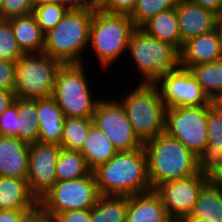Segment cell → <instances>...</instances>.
<instances>
[{
	"instance_id": "obj_1",
	"label": "cell",
	"mask_w": 222,
	"mask_h": 222,
	"mask_svg": "<svg viewBox=\"0 0 222 222\" xmlns=\"http://www.w3.org/2000/svg\"><path fill=\"white\" fill-rule=\"evenodd\" d=\"M93 173L100 195L130 197L152 190L143 147L118 152Z\"/></svg>"
},
{
	"instance_id": "obj_2",
	"label": "cell",
	"mask_w": 222,
	"mask_h": 222,
	"mask_svg": "<svg viewBox=\"0 0 222 222\" xmlns=\"http://www.w3.org/2000/svg\"><path fill=\"white\" fill-rule=\"evenodd\" d=\"M151 188L196 174L197 156L165 132L143 143Z\"/></svg>"
},
{
	"instance_id": "obj_3",
	"label": "cell",
	"mask_w": 222,
	"mask_h": 222,
	"mask_svg": "<svg viewBox=\"0 0 222 222\" xmlns=\"http://www.w3.org/2000/svg\"><path fill=\"white\" fill-rule=\"evenodd\" d=\"M69 9L62 20L44 35L43 53L63 64H86L94 10Z\"/></svg>"
},
{
	"instance_id": "obj_4",
	"label": "cell",
	"mask_w": 222,
	"mask_h": 222,
	"mask_svg": "<svg viewBox=\"0 0 222 222\" xmlns=\"http://www.w3.org/2000/svg\"><path fill=\"white\" fill-rule=\"evenodd\" d=\"M136 27L127 14L109 13L96 7L92 17L89 45L102 71L112 68L127 53L131 34ZM95 53V54H93Z\"/></svg>"
},
{
	"instance_id": "obj_5",
	"label": "cell",
	"mask_w": 222,
	"mask_h": 222,
	"mask_svg": "<svg viewBox=\"0 0 222 222\" xmlns=\"http://www.w3.org/2000/svg\"><path fill=\"white\" fill-rule=\"evenodd\" d=\"M117 98L122 104L133 131L145 143L165 131L166 105L154 84L137 83Z\"/></svg>"
},
{
	"instance_id": "obj_6",
	"label": "cell",
	"mask_w": 222,
	"mask_h": 222,
	"mask_svg": "<svg viewBox=\"0 0 222 222\" xmlns=\"http://www.w3.org/2000/svg\"><path fill=\"white\" fill-rule=\"evenodd\" d=\"M88 68L85 63L63 64L57 72L51 97L65 117H93L102 96H93L94 89L88 78L90 76L87 75Z\"/></svg>"
},
{
	"instance_id": "obj_7",
	"label": "cell",
	"mask_w": 222,
	"mask_h": 222,
	"mask_svg": "<svg viewBox=\"0 0 222 222\" xmlns=\"http://www.w3.org/2000/svg\"><path fill=\"white\" fill-rule=\"evenodd\" d=\"M126 56L134 63L135 70L137 68L141 80L138 83L154 84L180 67V52L174 46L149 36L140 28L131 34Z\"/></svg>"
},
{
	"instance_id": "obj_8",
	"label": "cell",
	"mask_w": 222,
	"mask_h": 222,
	"mask_svg": "<svg viewBox=\"0 0 222 222\" xmlns=\"http://www.w3.org/2000/svg\"><path fill=\"white\" fill-rule=\"evenodd\" d=\"M62 65L61 61L45 53L23 54L16 62L15 97L32 100L50 98Z\"/></svg>"
},
{
	"instance_id": "obj_9",
	"label": "cell",
	"mask_w": 222,
	"mask_h": 222,
	"mask_svg": "<svg viewBox=\"0 0 222 222\" xmlns=\"http://www.w3.org/2000/svg\"><path fill=\"white\" fill-rule=\"evenodd\" d=\"M93 172L81 178L57 181L39 200L38 206L51 218L69 210L91 209L100 197Z\"/></svg>"
},
{
	"instance_id": "obj_10",
	"label": "cell",
	"mask_w": 222,
	"mask_h": 222,
	"mask_svg": "<svg viewBox=\"0 0 222 222\" xmlns=\"http://www.w3.org/2000/svg\"><path fill=\"white\" fill-rule=\"evenodd\" d=\"M208 105L166 108L165 133L198 155L207 145Z\"/></svg>"
},
{
	"instance_id": "obj_11",
	"label": "cell",
	"mask_w": 222,
	"mask_h": 222,
	"mask_svg": "<svg viewBox=\"0 0 222 222\" xmlns=\"http://www.w3.org/2000/svg\"><path fill=\"white\" fill-rule=\"evenodd\" d=\"M116 98L101 97L92 117L94 126L107 135L118 152L143 147V143L133 131L122 104Z\"/></svg>"
},
{
	"instance_id": "obj_12",
	"label": "cell",
	"mask_w": 222,
	"mask_h": 222,
	"mask_svg": "<svg viewBox=\"0 0 222 222\" xmlns=\"http://www.w3.org/2000/svg\"><path fill=\"white\" fill-rule=\"evenodd\" d=\"M154 85L166 108L212 104L192 73L182 67L160 77Z\"/></svg>"
},
{
	"instance_id": "obj_13",
	"label": "cell",
	"mask_w": 222,
	"mask_h": 222,
	"mask_svg": "<svg viewBox=\"0 0 222 222\" xmlns=\"http://www.w3.org/2000/svg\"><path fill=\"white\" fill-rule=\"evenodd\" d=\"M209 181L210 178L197 172L189 177L163 183L155 191L161 197L168 215L174 222H180L190 215L200 191Z\"/></svg>"
},
{
	"instance_id": "obj_14",
	"label": "cell",
	"mask_w": 222,
	"mask_h": 222,
	"mask_svg": "<svg viewBox=\"0 0 222 222\" xmlns=\"http://www.w3.org/2000/svg\"><path fill=\"white\" fill-rule=\"evenodd\" d=\"M61 146L36 142L29 145L27 183L39 200L56 182V161Z\"/></svg>"
},
{
	"instance_id": "obj_15",
	"label": "cell",
	"mask_w": 222,
	"mask_h": 222,
	"mask_svg": "<svg viewBox=\"0 0 222 222\" xmlns=\"http://www.w3.org/2000/svg\"><path fill=\"white\" fill-rule=\"evenodd\" d=\"M181 43L215 29L219 16L187 0H178L176 6Z\"/></svg>"
},
{
	"instance_id": "obj_16",
	"label": "cell",
	"mask_w": 222,
	"mask_h": 222,
	"mask_svg": "<svg viewBox=\"0 0 222 222\" xmlns=\"http://www.w3.org/2000/svg\"><path fill=\"white\" fill-rule=\"evenodd\" d=\"M219 60H221V49L215 29L188 39L180 50V67L184 69Z\"/></svg>"
},
{
	"instance_id": "obj_17",
	"label": "cell",
	"mask_w": 222,
	"mask_h": 222,
	"mask_svg": "<svg viewBox=\"0 0 222 222\" xmlns=\"http://www.w3.org/2000/svg\"><path fill=\"white\" fill-rule=\"evenodd\" d=\"M29 145L16 137L0 135V176L27 179Z\"/></svg>"
},
{
	"instance_id": "obj_18",
	"label": "cell",
	"mask_w": 222,
	"mask_h": 222,
	"mask_svg": "<svg viewBox=\"0 0 222 222\" xmlns=\"http://www.w3.org/2000/svg\"><path fill=\"white\" fill-rule=\"evenodd\" d=\"M126 222H174L155 190L128 197Z\"/></svg>"
},
{
	"instance_id": "obj_19",
	"label": "cell",
	"mask_w": 222,
	"mask_h": 222,
	"mask_svg": "<svg viewBox=\"0 0 222 222\" xmlns=\"http://www.w3.org/2000/svg\"><path fill=\"white\" fill-rule=\"evenodd\" d=\"M37 115L38 142L61 146L65 116L55 100L52 97L37 99Z\"/></svg>"
},
{
	"instance_id": "obj_20",
	"label": "cell",
	"mask_w": 222,
	"mask_h": 222,
	"mask_svg": "<svg viewBox=\"0 0 222 222\" xmlns=\"http://www.w3.org/2000/svg\"><path fill=\"white\" fill-rule=\"evenodd\" d=\"M38 199L26 179L0 176V210H35Z\"/></svg>"
},
{
	"instance_id": "obj_21",
	"label": "cell",
	"mask_w": 222,
	"mask_h": 222,
	"mask_svg": "<svg viewBox=\"0 0 222 222\" xmlns=\"http://www.w3.org/2000/svg\"><path fill=\"white\" fill-rule=\"evenodd\" d=\"M17 44L24 54L43 53L44 33L33 13L8 19Z\"/></svg>"
},
{
	"instance_id": "obj_22",
	"label": "cell",
	"mask_w": 222,
	"mask_h": 222,
	"mask_svg": "<svg viewBox=\"0 0 222 222\" xmlns=\"http://www.w3.org/2000/svg\"><path fill=\"white\" fill-rule=\"evenodd\" d=\"M140 29L149 36L174 46L179 52L182 49L176 7L159 12Z\"/></svg>"
},
{
	"instance_id": "obj_23",
	"label": "cell",
	"mask_w": 222,
	"mask_h": 222,
	"mask_svg": "<svg viewBox=\"0 0 222 222\" xmlns=\"http://www.w3.org/2000/svg\"><path fill=\"white\" fill-rule=\"evenodd\" d=\"M80 152L92 172L118 153L107 135L94 125L89 130L84 146Z\"/></svg>"
},
{
	"instance_id": "obj_24",
	"label": "cell",
	"mask_w": 222,
	"mask_h": 222,
	"mask_svg": "<svg viewBox=\"0 0 222 222\" xmlns=\"http://www.w3.org/2000/svg\"><path fill=\"white\" fill-rule=\"evenodd\" d=\"M185 218L222 222V188L209 181L200 191L192 212Z\"/></svg>"
},
{
	"instance_id": "obj_25",
	"label": "cell",
	"mask_w": 222,
	"mask_h": 222,
	"mask_svg": "<svg viewBox=\"0 0 222 222\" xmlns=\"http://www.w3.org/2000/svg\"><path fill=\"white\" fill-rule=\"evenodd\" d=\"M128 197L101 195L90 209L91 222H126Z\"/></svg>"
},
{
	"instance_id": "obj_26",
	"label": "cell",
	"mask_w": 222,
	"mask_h": 222,
	"mask_svg": "<svg viewBox=\"0 0 222 222\" xmlns=\"http://www.w3.org/2000/svg\"><path fill=\"white\" fill-rule=\"evenodd\" d=\"M18 139L28 144L39 139V123L37 115V99L17 98Z\"/></svg>"
},
{
	"instance_id": "obj_27",
	"label": "cell",
	"mask_w": 222,
	"mask_h": 222,
	"mask_svg": "<svg viewBox=\"0 0 222 222\" xmlns=\"http://www.w3.org/2000/svg\"><path fill=\"white\" fill-rule=\"evenodd\" d=\"M57 181L72 180L89 175L92 171L80 151L61 148L56 161Z\"/></svg>"
},
{
	"instance_id": "obj_28",
	"label": "cell",
	"mask_w": 222,
	"mask_h": 222,
	"mask_svg": "<svg viewBox=\"0 0 222 222\" xmlns=\"http://www.w3.org/2000/svg\"><path fill=\"white\" fill-rule=\"evenodd\" d=\"M188 70L211 101L222 90V60L198 64Z\"/></svg>"
},
{
	"instance_id": "obj_29",
	"label": "cell",
	"mask_w": 222,
	"mask_h": 222,
	"mask_svg": "<svg viewBox=\"0 0 222 222\" xmlns=\"http://www.w3.org/2000/svg\"><path fill=\"white\" fill-rule=\"evenodd\" d=\"M93 125L92 118L65 117L61 148L72 151H81L89 130Z\"/></svg>"
},
{
	"instance_id": "obj_30",
	"label": "cell",
	"mask_w": 222,
	"mask_h": 222,
	"mask_svg": "<svg viewBox=\"0 0 222 222\" xmlns=\"http://www.w3.org/2000/svg\"><path fill=\"white\" fill-rule=\"evenodd\" d=\"M178 0H137L136 6L129 15L136 28H140L153 16L164 10L177 6Z\"/></svg>"
},
{
	"instance_id": "obj_31",
	"label": "cell",
	"mask_w": 222,
	"mask_h": 222,
	"mask_svg": "<svg viewBox=\"0 0 222 222\" xmlns=\"http://www.w3.org/2000/svg\"><path fill=\"white\" fill-rule=\"evenodd\" d=\"M68 10L66 6L52 2L34 7L33 15L38 26L45 34L62 20Z\"/></svg>"
},
{
	"instance_id": "obj_32",
	"label": "cell",
	"mask_w": 222,
	"mask_h": 222,
	"mask_svg": "<svg viewBox=\"0 0 222 222\" xmlns=\"http://www.w3.org/2000/svg\"><path fill=\"white\" fill-rule=\"evenodd\" d=\"M23 54L14 37L10 21L0 19V60L17 62Z\"/></svg>"
},
{
	"instance_id": "obj_33",
	"label": "cell",
	"mask_w": 222,
	"mask_h": 222,
	"mask_svg": "<svg viewBox=\"0 0 222 222\" xmlns=\"http://www.w3.org/2000/svg\"><path fill=\"white\" fill-rule=\"evenodd\" d=\"M222 166V149L206 145L197 155V171L208 178Z\"/></svg>"
},
{
	"instance_id": "obj_34",
	"label": "cell",
	"mask_w": 222,
	"mask_h": 222,
	"mask_svg": "<svg viewBox=\"0 0 222 222\" xmlns=\"http://www.w3.org/2000/svg\"><path fill=\"white\" fill-rule=\"evenodd\" d=\"M207 145L222 149V112L208 105Z\"/></svg>"
},
{
	"instance_id": "obj_35",
	"label": "cell",
	"mask_w": 222,
	"mask_h": 222,
	"mask_svg": "<svg viewBox=\"0 0 222 222\" xmlns=\"http://www.w3.org/2000/svg\"><path fill=\"white\" fill-rule=\"evenodd\" d=\"M0 135L16 137L18 139V111L17 98L0 115Z\"/></svg>"
},
{
	"instance_id": "obj_36",
	"label": "cell",
	"mask_w": 222,
	"mask_h": 222,
	"mask_svg": "<svg viewBox=\"0 0 222 222\" xmlns=\"http://www.w3.org/2000/svg\"><path fill=\"white\" fill-rule=\"evenodd\" d=\"M31 0H3L0 6V19H10L33 13Z\"/></svg>"
},
{
	"instance_id": "obj_37",
	"label": "cell",
	"mask_w": 222,
	"mask_h": 222,
	"mask_svg": "<svg viewBox=\"0 0 222 222\" xmlns=\"http://www.w3.org/2000/svg\"><path fill=\"white\" fill-rule=\"evenodd\" d=\"M16 62L0 60V89L14 92Z\"/></svg>"
},
{
	"instance_id": "obj_38",
	"label": "cell",
	"mask_w": 222,
	"mask_h": 222,
	"mask_svg": "<svg viewBox=\"0 0 222 222\" xmlns=\"http://www.w3.org/2000/svg\"><path fill=\"white\" fill-rule=\"evenodd\" d=\"M136 3L137 0H104L97 8L109 13L130 15Z\"/></svg>"
},
{
	"instance_id": "obj_39",
	"label": "cell",
	"mask_w": 222,
	"mask_h": 222,
	"mask_svg": "<svg viewBox=\"0 0 222 222\" xmlns=\"http://www.w3.org/2000/svg\"><path fill=\"white\" fill-rule=\"evenodd\" d=\"M52 220L53 222H91L90 209L69 210L57 213Z\"/></svg>"
},
{
	"instance_id": "obj_40",
	"label": "cell",
	"mask_w": 222,
	"mask_h": 222,
	"mask_svg": "<svg viewBox=\"0 0 222 222\" xmlns=\"http://www.w3.org/2000/svg\"><path fill=\"white\" fill-rule=\"evenodd\" d=\"M34 210H0V222H22Z\"/></svg>"
},
{
	"instance_id": "obj_41",
	"label": "cell",
	"mask_w": 222,
	"mask_h": 222,
	"mask_svg": "<svg viewBox=\"0 0 222 222\" xmlns=\"http://www.w3.org/2000/svg\"><path fill=\"white\" fill-rule=\"evenodd\" d=\"M53 2L64 5L68 9L96 8L92 0H53Z\"/></svg>"
},
{
	"instance_id": "obj_42",
	"label": "cell",
	"mask_w": 222,
	"mask_h": 222,
	"mask_svg": "<svg viewBox=\"0 0 222 222\" xmlns=\"http://www.w3.org/2000/svg\"><path fill=\"white\" fill-rule=\"evenodd\" d=\"M188 2L197 4L203 8L209 9L222 17V0H187Z\"/></svg>"
},
{
	"instance_id": "obj_43",
	"label": "cell",
	"mask_w": 222,
	"mask_h": 222,
	"mask_svg": "<svg viewBox=\"0 0 222 222\" xmlns=\"http://www.w3.org/2000/svg\"><path fill=\"white\" fill-rule=\"evenodd\" d=\"M22 222H53V220L38 206L34 211L28 213Z\"/></svg>"
},
{
	"instance_id": "obj_44",
	"label": "cell",
	"mask_w": 222,
	"mask_h": 222,
	"mask_svg": "<svg viewBox=\"0 0 222 222\" xmlns=\"http://www.w3.org/2000/svg\"><path fill=\"white\" fill-rule=\"evenodd\" d=\"M14 92L0 89V115L6 110V108L14 102Z\"/></svg>"
},
{
	"instance_id": "obj_45",
	"label": "cell",
	"mask_w": 222,
	"mask_h": 222,
	"mask_svg": "<svg viewBox=\"0 0 222 222\" xmlns=\"http://www.w3.org/2000/svg\"><path fill=\"white\" fill-rule=\"evenodd\" d=\"M210 181L218 187L222 188V166L213 174Z\"/></svg>"
},
{
	"instance_id": "obj_46",
	"label": "cell",
	"mask_w": 222,
	"mask_h": 222,
	"mask_svg": "<svg viewBox=\"0 0 222 222\" xmlns=\"http://www.w3.org/2000/svg\"><path fill=\"white\" fill-rule=\"evenodd\" d=\"M215 31L218 35L219 45L221 49V60H222V17H219L215 24Z\"/></svg>"
},
{
	"instance_id": "obj_47",
	"label": "cell",
	"mask_w": 222,
	"mask_h": 222,
	"mask_svg": "<svg viewBox=\"0 0 222 222\" xmlns=\"http://www.w3.org/2000/svg\"><path fill=\"white\" fill-rule=\"evenodd\" d=\"M212 105L222 112V90L212 99Z\"/></svg>"
},
{
	"instance_id": "obj_48",
	"label": "cell",
	"mask_w": 222,
	"mask_h": 222,
	"mask_svg": "<svg viewBox=\"0 0 222 222\" xmlns=\"http://www.w3.org/2000/svg\"><path fill=\"white\" fill-rule=\"evenodd\" d=\"M31 1L34 7L53 2V0H31Z\"/></svg>"
},
{
	"instance_id": "obj_49",
	"label": "cell",
	"mask_w": 222,
	"mask_h": 222,
	"mask_svg": "<svg viewBox=\"0 0 222 222\" xmlns=\"http://www.w3.org/2000/svg\"><path fill=\"white\" fill-rule=\"evenodd\" d=\"M180 222H210L205 219H197V218H183Z\"/></svg>"
},
{
	"instance_id": "obj_50",
	"label": "cell",
	"mask_w": 222,
	"mask_h": 222,
	"mask_svg": "<svg viewBox=\"0 0 222 222\" xmlns=\"http://www.w3.org/2000/svg\"><path fill=\"white\" fill-rule=\"evenodd\" d=\"M104 0H92V2L94 3V5L96 7H98Z\"/></svg>"
}]
</instances>
